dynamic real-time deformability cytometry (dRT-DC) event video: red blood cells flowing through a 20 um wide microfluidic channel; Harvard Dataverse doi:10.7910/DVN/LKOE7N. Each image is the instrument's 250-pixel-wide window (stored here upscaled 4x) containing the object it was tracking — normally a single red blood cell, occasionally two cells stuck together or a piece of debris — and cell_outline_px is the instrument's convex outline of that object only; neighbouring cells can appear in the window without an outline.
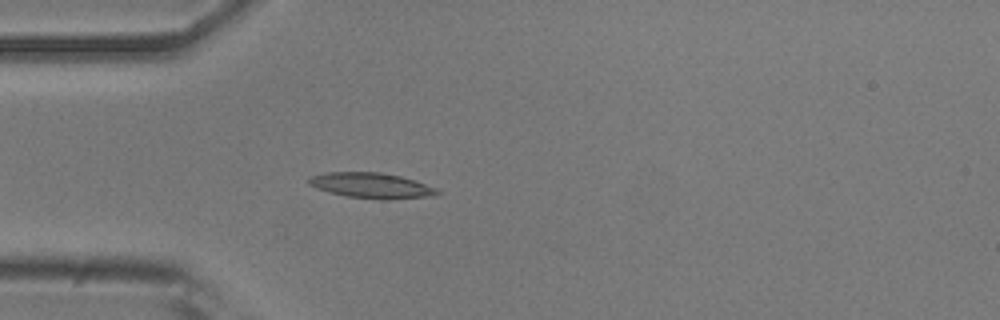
{"species": "common noctule bat (a hibernating species)", "species_latin": "Nyctalus noctula", "temperature_condition": "room temperature", "stored_images_in_passage": 18, "camera_frame_rate_fps": 3000, "um_per_image_px": 0.085, "animal": {"sex": "male", "body_mass_g": 20.5, "forearm_length_mm": 52.5}, "frame": {"image": 1, "passage_image": 15, "time_ms": 4.667, "image_size_px": [1000, 320], "cell_outline_px": [[440, 192], [436, 196], [388, 200], [380, 200], [348, 196], [316, 188], [308, 184], [308, 176], [324, 172], [380, 172], [400, 176], [436, 188]], "centroid_in_image_um": [31.56, 15.77], "position_along_channel_um": 53.4, "area_um2": 19.07}}